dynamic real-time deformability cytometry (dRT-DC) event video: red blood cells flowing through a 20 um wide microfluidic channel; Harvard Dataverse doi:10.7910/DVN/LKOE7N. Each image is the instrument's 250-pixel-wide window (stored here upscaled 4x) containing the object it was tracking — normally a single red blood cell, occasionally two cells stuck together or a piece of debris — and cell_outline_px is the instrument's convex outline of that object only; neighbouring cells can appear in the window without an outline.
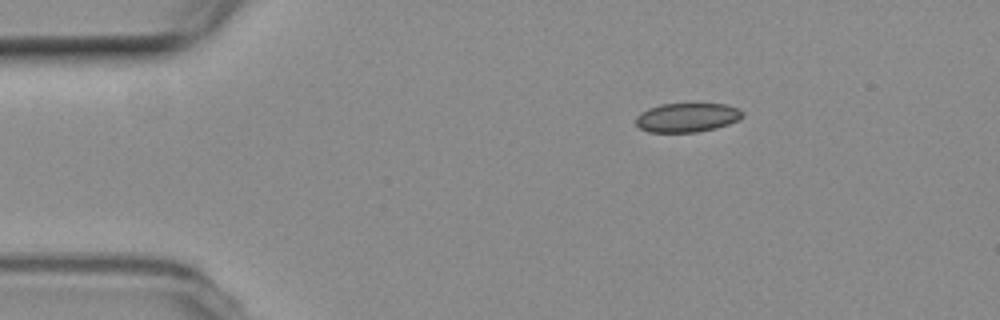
{"species": "common noctule bat (a hibernating species)", "species_latin": "Nyctalus noctula", "temperature_condition": "room temperature", "stored_images_in_passage": 3, "camera_frame_rate_fps": 3000, "um_per_image_px": 0.085, "animal": {"sex": "female", "body_mass_g": 19.3, "forearm_length_mm": 54.1}, "frame": {"image": 1, "passage_image": 1, "time_ms": 0.0, "image_size_px": [1000, 320], "cell_outline_px": [[744, 116], [728, 124], [716, 128], [696, 132], [648, 132], [640, 128], [636, 124], [636, 116], [640, 112], [648, 108], [660, 104], [728, 104], [744, 112]], "centroid_in_image_um": [58.38, 9.98], "position_along_channel_um": 26.6, "area_um2": 18.09}}
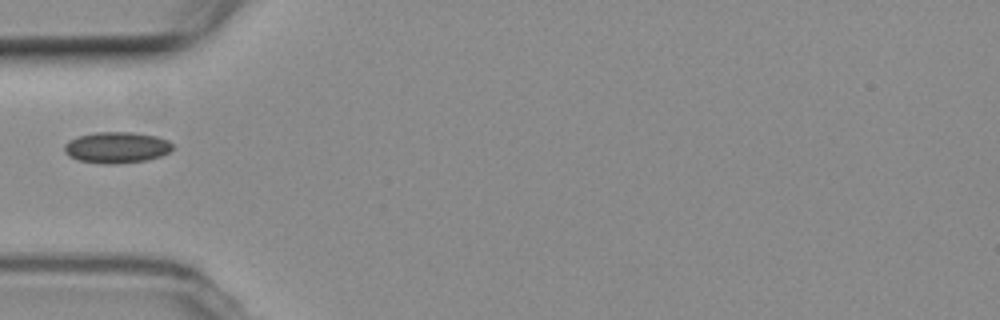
{"frame": {"image": 2, "passage_image": 3, "time_ms": 3.0, "image_size_px": [1000, 320], "cell_outline_px": [[172, 148], [168, 152], [160, 156], [148, 160], [116, 164], [100, 164], [80, 160], [68, 156], [64, 152], [64, 144], [68, 140], [76, 136], [96, 132], [132, 132], [156, 136], [168, 140], [172, 144]], "centroid_in_image_um": [9.88, 12.53], "position_along_channel_um": 75.1, "area_um2": 19.83}}